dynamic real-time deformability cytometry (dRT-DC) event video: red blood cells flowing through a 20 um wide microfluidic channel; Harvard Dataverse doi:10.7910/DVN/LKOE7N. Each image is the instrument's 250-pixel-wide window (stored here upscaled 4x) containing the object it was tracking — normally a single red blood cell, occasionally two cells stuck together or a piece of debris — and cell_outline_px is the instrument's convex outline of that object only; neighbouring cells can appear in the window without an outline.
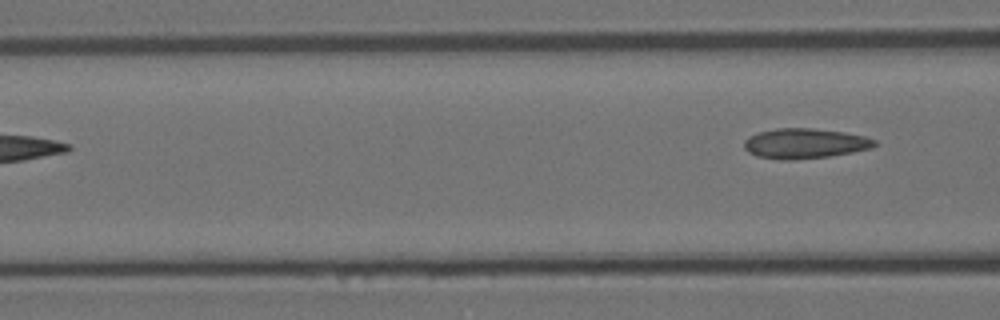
{"species": "Egyptian fruit bat (a non-hibernating species)", "species_latin": "Rousettus aegyptiacus", "temperature_condition": "room temperature", "stored_images_in_passage": 6, "camera_frame_rate_fps": 3000, "um_per_image_px": 0.085, "animal": {"sex": "female"}, "frame": {"image": 1, "passage_image": 6, "time_ms": 1.667, "image_size_px": [1000, 320], "cell_outline_px": [[876, 144], [872, 148], [852, 152], [828, 156], [796, 160], [780, 160], [756, 156], [748, 152], [744, 148], [744, 140], [748, 136], [760, 132], [776, 128], [812, 128], [844, 132], [864, 136], [876, 140]], "centroid_in_image_um": [68.38, 12.2], "position_along_channel_um": 98.2, "area_um2": 22.95}}